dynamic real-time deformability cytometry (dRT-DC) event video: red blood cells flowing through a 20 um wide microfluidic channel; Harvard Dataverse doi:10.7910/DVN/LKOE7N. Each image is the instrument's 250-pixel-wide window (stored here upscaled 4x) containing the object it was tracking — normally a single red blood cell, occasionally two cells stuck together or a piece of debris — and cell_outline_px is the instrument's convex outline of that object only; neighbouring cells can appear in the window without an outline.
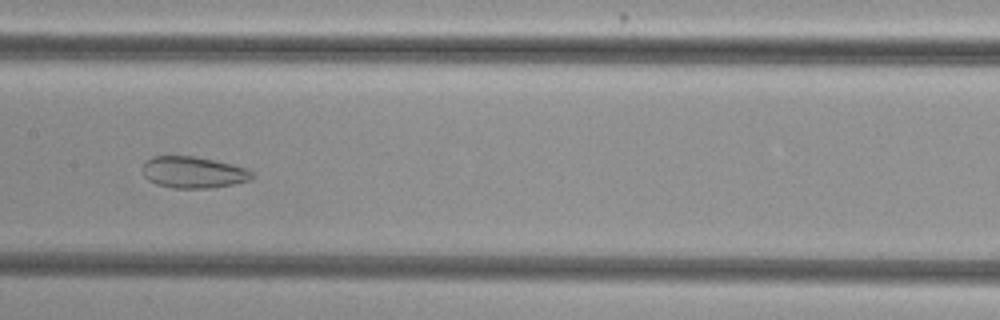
{"species": "common noctule bat (a hibernating species)", "species_latin": "Nyctalus noctula", "temperature_condition": "cold", "stored_images_in_passage": 41, "camera_frame_rate_fps": 3000, "um_per_image_px": 0.085, "animal": {"sex": "female", "body_mass_g": 29.2, "forearm_length_mm": 56.3}, "frame": {"image": 1, "passage_image": 14, "time_ms": 4.333, "image_size_px": [1000, 320], "cell_outline_px": [[256, 176], [252, 180], [232, 184], [208, 188], [172, 188], [156, 184], [148, 180], [144, 176], [144, 164], [152, 156], [196, 156], [248, 168]], "centroid_in_image_um": [16.47, 14.65], "position_along_channel_um": 190.9, "area_um2": 20.11}}
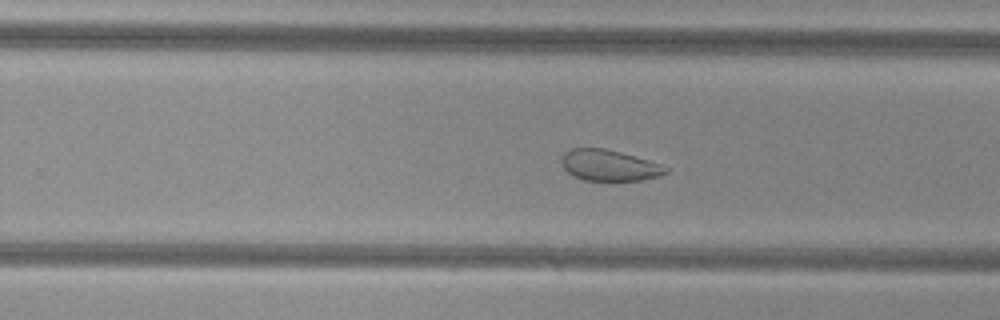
{"frame": {"image": 2, "passage_image": 21, "time_ms": 6.667, "image_size_px": [1000, 320], "cell_outline_px": [[668, 172], [660, 176], [640, 180], [584, 180], [572, 176], [564, 168], [560, 160], [564, 152], [572, 148], [604, 148], [620, 152], [648, 160], [660, 164], [668, 168]], "centroid_in_image_um": [51.75, 14.05], "position_along_channel_um": 278.0, "area_um2": 18.79}}
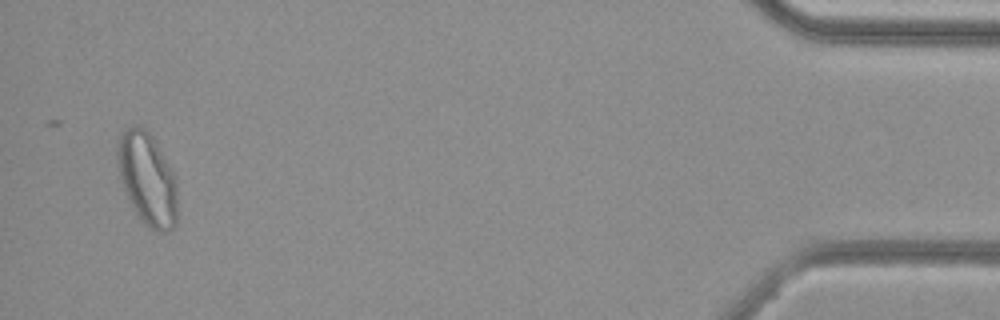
{"frame": {"image": 3, "passage_image": 39, "time_ms": 12.667, "image_size_px": [1000, 320], "cell_outline_px": [[176, 224], [168, 232], [160, 232], [148, 228], [144, 224], [132, 208], [128, 200], [120, 176], [116, 152], [120, 136], [124, 128], [144, 128], [152, 136], [176, 176]], "centroid_in_image_um": [12.53, 15.25], "position_along_channel_um": 422.7, "area_um2": 32.14}, "authors_computed_cell_mechanics": {"area_um2": 24.9696, "velocity_mm_per_s": 3.7405, "shape_relaxation_time_tau1_ms": null, "shape_relaxation_time_tau2_ms": 2.5652, "deformation_change_tau1": null, "deformation_change_tau2": 0.0861}}